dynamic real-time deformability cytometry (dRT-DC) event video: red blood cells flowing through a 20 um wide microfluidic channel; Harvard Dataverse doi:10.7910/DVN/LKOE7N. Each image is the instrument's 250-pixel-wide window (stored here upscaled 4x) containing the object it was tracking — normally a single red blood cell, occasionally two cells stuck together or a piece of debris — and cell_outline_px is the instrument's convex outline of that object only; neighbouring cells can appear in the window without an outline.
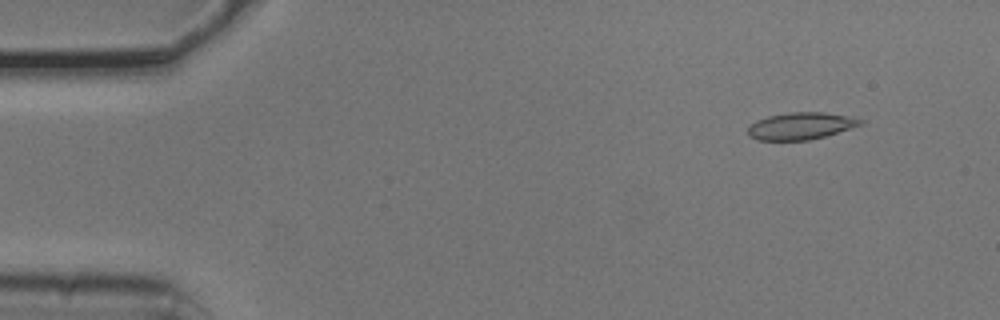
{"species": "common noctule bat (a hibernating species)", "species_latin": "Nyctalus noctula", "temperature_condition": "cold", "stored_images_in_passage": 6, "camera_frame_rate_fps": 3000, "um_per_image_px": 0.085, "animal": {"sex": "male", "body_mass_g": 20.5, "forearm_length_mm": 52.5}, "frame": {"image": 1, "passage_image": 2, "time_ms": 0.333, "image_size_px": [1000, 320], "cell_outline_px": [[864, 124], [824, 136], [808, 140], [760, 140], [748, 136], [748, 128], [756, 120], [768, 116], [788, 112], [824, 112], [848, 116], [864, 120]], "centroid_in_image_um": [68.07, 10.7], "position_along_channel_um": 16.9, "area_um2": 17.63}}
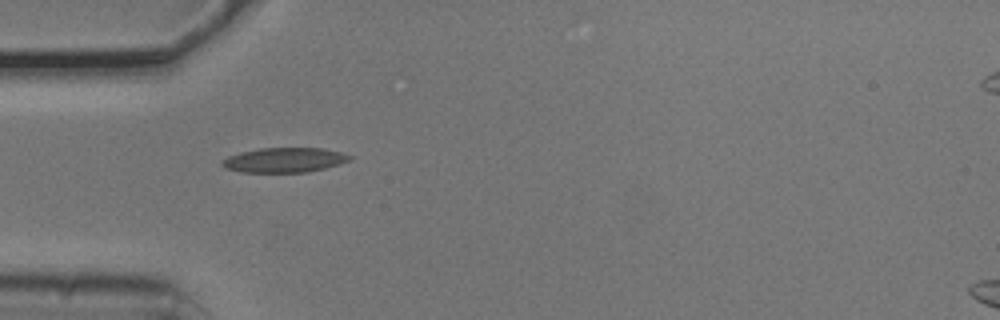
{"frame": {"image": 2, "passage_image": 5, "time_ms": 1.333, "image_size_px": [1000, 320], "cell_outline_px": [[352, 156], [348, 160], [340, 164], [308, 172], [240, 172], [224, 168], [220, 164], [228, 156], [240, 152], [260, 148], [324, 148], [340, 152]], "centroid_in_image_um": [24.14, 13.6], "position_along_channel_um": 60.9, "area_um2": 18.32}}
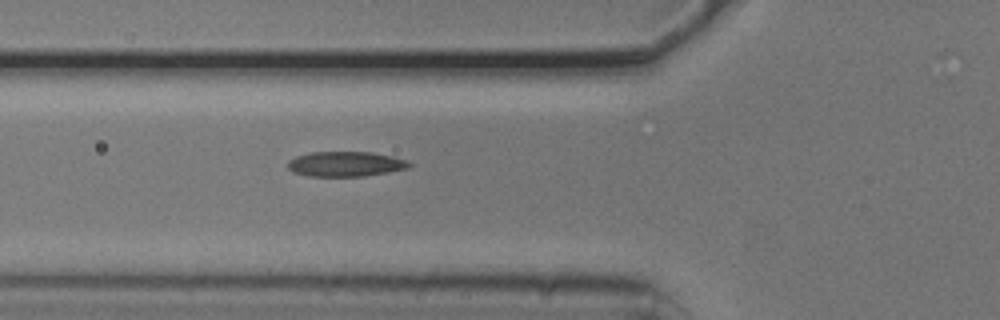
{"frame": {"image": 3, "passage_image": 6, "time_ms": 1.667, "image_size_px": [1000, 320], "cell_outline_px": [[412, 164], [408, 168], [388, 172], [364, 176], [308, 176], [292, 172], [288, 168], [288, 160], [296, 156], [312, 152], [372, 152], [392, 156], [408, 160]], "centroid_in_image_um": [29.37, 13.94], "position_along_channel_um": 96.4, "area_um2": 17.74}}